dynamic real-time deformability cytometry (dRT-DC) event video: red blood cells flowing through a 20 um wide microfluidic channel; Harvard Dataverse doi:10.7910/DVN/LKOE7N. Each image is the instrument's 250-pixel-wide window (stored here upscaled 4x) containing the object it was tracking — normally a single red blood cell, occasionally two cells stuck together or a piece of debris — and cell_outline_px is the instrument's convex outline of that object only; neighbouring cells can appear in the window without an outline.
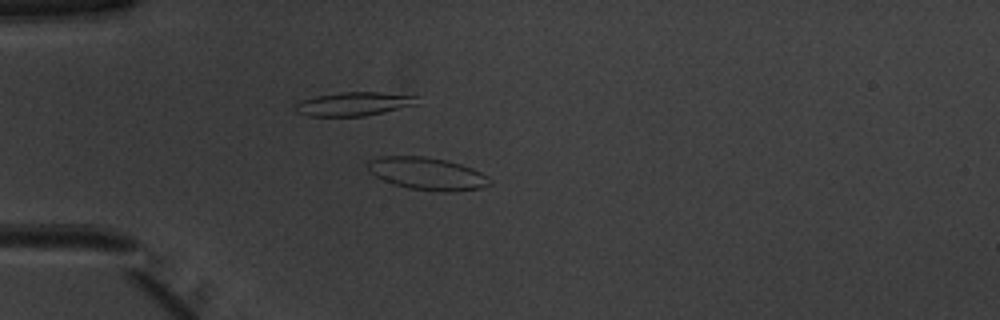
{"species": "common noctule bat (a hibernating species)", "species_latin": "Nyctalus noctula", "temperature_condition": "warm", "stored_images_in_passage": 51, "camera_frame_rate_fps": 3000, "um_per_image_px": 0.085, "animal": {"sex": "male", "body_mass_g": 20.1, "forearm_length_mm": 53.5}, "frame": {"image": 1, "passage_image": 14, "time_ms": 4.333, "image_size_px": [1000, 320], "cell_outline_px": [[492, 184], [480, 188], [452, 192], [440, 192], [408, 188], [392, 184], [368, 172], [368, 160], [380, 156], [424, 156], [448, 160], [472, 168], [488, 176], [492, 180]], "centroid_in_image_um": [36.32, 14.76], "position_along_channel_um": 48.7, "area_um2": 23.35}}
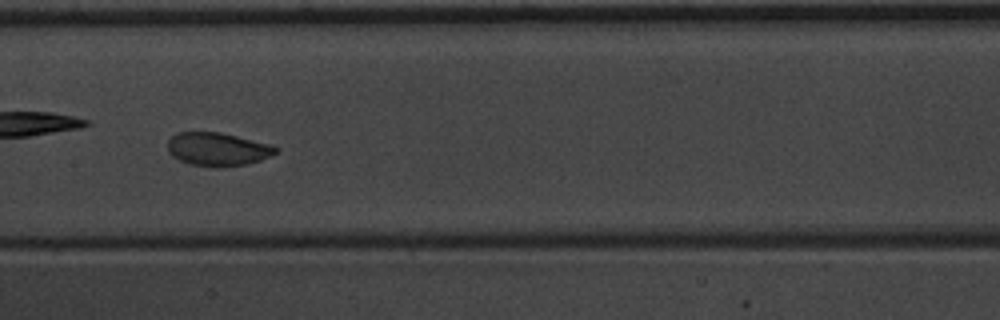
{"frame": {"image": 2, "passage_image": 26, "time_ms": 8.333, "image_size_px": [1000, 320], "cell_outline_px": [[280, 148], [276, 152], [260, 160], [248, 164], [216, 168], [188, 164], [172, 156], [168, 152], [168, 140], [176, 132], [220, 132], [268, 144]], "centroid_in_image_um": [18.45, 12.69], "position_along_channel_um": 188.9, "area_um2": 20.98}}
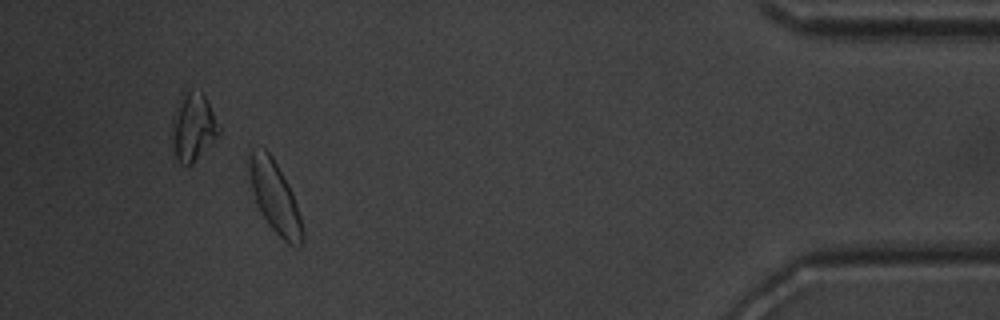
{"frame": {"image": 3, "passage_image": 47, "time_ms": 15.333, "image_size_px": [1000, 320], "cell_outline_px": [[304, 244], [300, 248], [288, 244], [268, 224], [256, 200], [248, 176], [248, 156], [252, 148], [264, 148], [272, 156], [288, 184], [292, 192], [300, 216], [304, 232]], "centroid_in_image_um": [23.37, 16.76], "position_along_channel_um": 411.8, "area_um2": 22.14}, "authors_computed_cell_mechanics": {"area_um2": 21.5016, "velocity_mm_per_s": 3.9478, "shape_relaxation_time_tau1_ms": 2.7765, "shape_relaxation_time_tau2_ms": 0.6243, "deformation_change_tau1": 0.1147, "deformation_change_tau2": 0.0385}}